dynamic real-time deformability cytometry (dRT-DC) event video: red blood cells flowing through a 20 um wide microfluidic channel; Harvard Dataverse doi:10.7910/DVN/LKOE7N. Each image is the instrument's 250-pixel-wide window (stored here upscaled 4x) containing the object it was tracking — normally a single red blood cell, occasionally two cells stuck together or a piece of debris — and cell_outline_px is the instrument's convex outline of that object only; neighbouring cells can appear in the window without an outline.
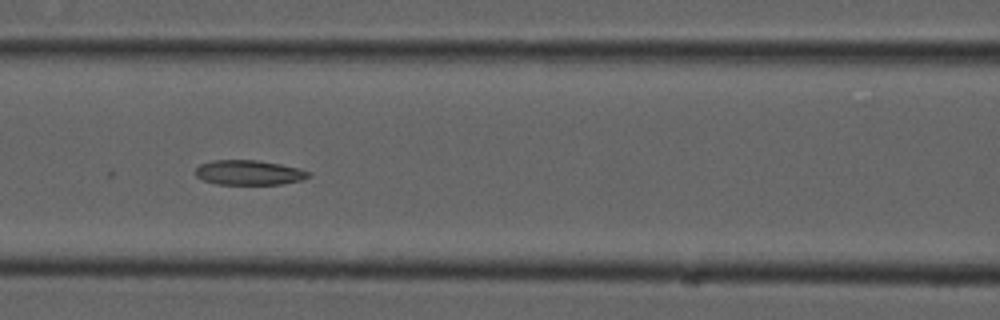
{"species": "common noctule bat (a hibernating species)", "species_latin": "Nyctalus noctula", "temperature_condition": "cold", "stored_images_in_passage": 8, "camera_frame_rate_fps": 3000, "um_per_image_px": 0.085, "animal": {"sex": "male", "forearm_length_mm": 52.5}, "frame": {"image": 1, "passage_image": 6, "time_ms": 1.667, "image_size_px": [1000, 320], "cell_outline_px": [[312, 176], [300, 180], [280, 184], [216, 184], [204, 180], [196, 176], [196, 168], [200, 164], [212, 160], [256, 160], [280, 164], [300, 168], [312, 172]], "centroid_in_image_um": [21.19, 14.66], "position_along_channel_um": 145.4, "area_um2": 16.36}}
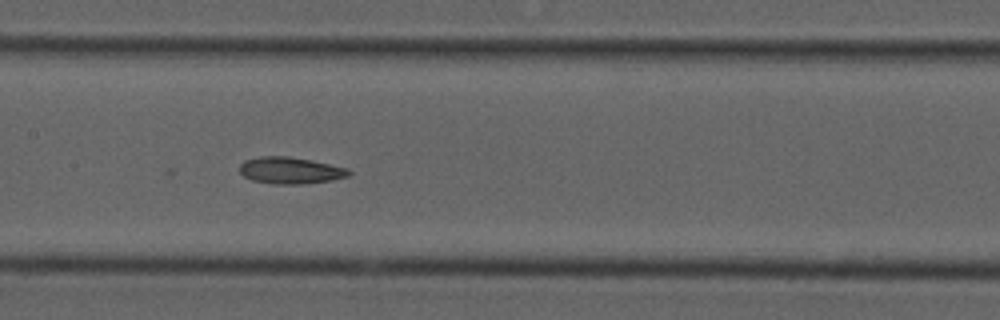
{"frame": {"image": 2, "passage_image": 7, "time_ms": 2.0, "image_size_px": [1000, 320], "cell_outline_px": [[352, 172], [348, 176], [332, 180], [300, 184], [272, 184], [252, 180], [244, 176], [240, 172], [240, 164], [244, 160], [260, 156], [288, 156], [312, 160], [348, 168]], "centroid_in_image_um": [24.68, 14.48], "position_along_channel_um": 182.7, "area_um2": 17.05}}
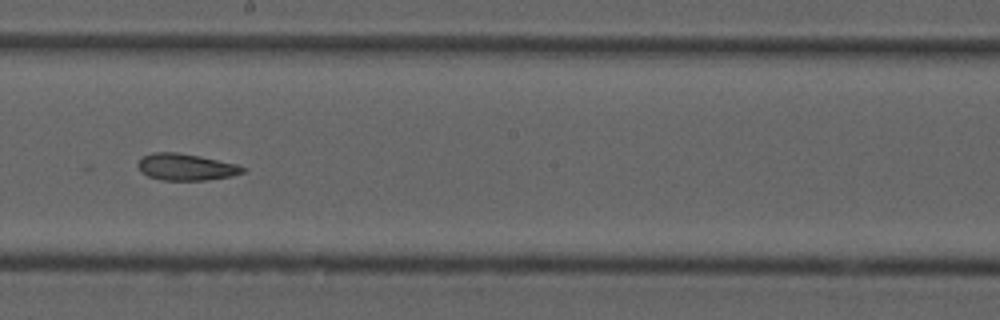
{"frame": {"image": 3, "passage_image": 8, "time_ms": 2.333, "image_size_px": [1000, 320], "cell_outline_px": [[244, 172], [232, 176], [204, 180], [160, 180], [148, 176], [140, 172], [136, 164], [144, 156], [152, 152], [176, 152], [200, 156], [236, 164], [244, 168]], "centroid_in_image_um": [15.76, 14.2], "position_along_channel_um": 232.4, "area_um2": 16.24}}